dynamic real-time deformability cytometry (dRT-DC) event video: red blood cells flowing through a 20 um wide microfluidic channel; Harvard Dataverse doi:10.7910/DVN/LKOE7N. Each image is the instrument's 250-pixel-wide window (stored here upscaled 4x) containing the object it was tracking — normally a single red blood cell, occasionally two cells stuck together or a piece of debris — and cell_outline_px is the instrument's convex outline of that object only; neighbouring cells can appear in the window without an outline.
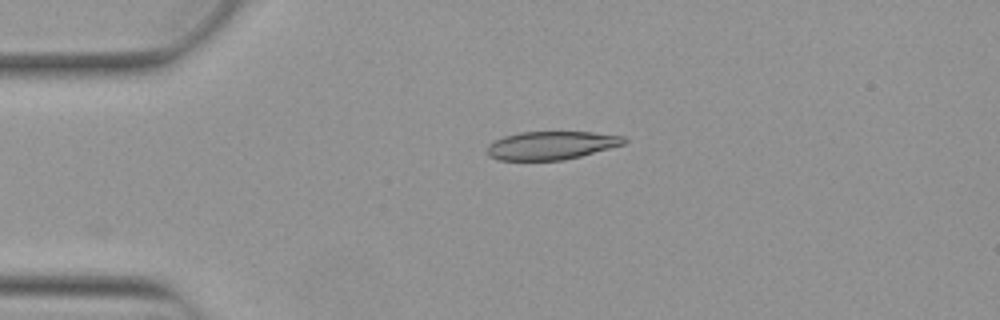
{"species": "Egyptian fruit bat (a non-hibernating species)", "species_latin": "Rousettus aegyptiacus", "temperature_condition": "warm", "stored_images_in_passage": 43, "camera_frame_rate_fps": 3000, "um_per_image_px": 0.085, "animal": {"sex": "female"}, "frame": {"image": 1, "passage_image": 3, "time_ms": 0.667, "image_size_px": [1000, 320], "cell_outline_px": [[628, 140], [624, 144], [580, 156], [564, 160], [500, 160], [488, 156], [488, 144], [504, 136], [520, 132], [592, 132], [624, 136]], "centroid_in_image_um": [46.86, 12.35], "position_along_channel_um": 38.1, "area_um2": 22.43}}
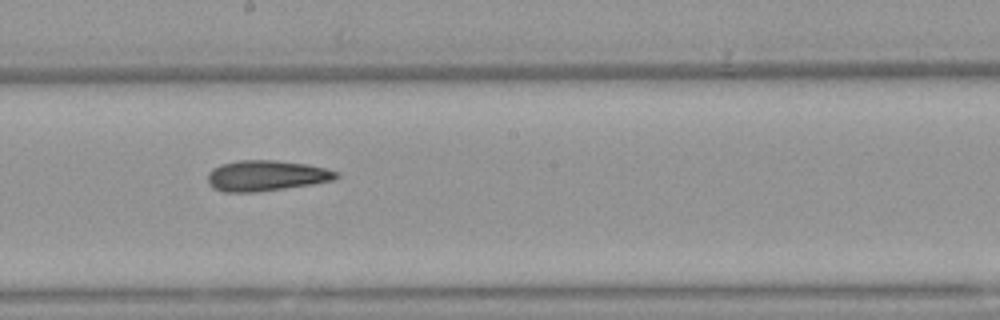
{"frame": {"image": 2, "passage_image": 20, "time_ms": 6.333, "image_size_px": [1000, 320], "cell_outline_px": [[340, 176], [332, 180], [312, 184], [284, 188], [252, 192], [224, 192], [212, 188], [208, 184], [208, 172], [212, 168], [220, 164], [240, 160], [276, 160], [308, 164], [340, 172]], "centroid_in_image_um": [22.6, 14.92], "position_along_channel_um": 225.6, "area_um2": 23.0}}
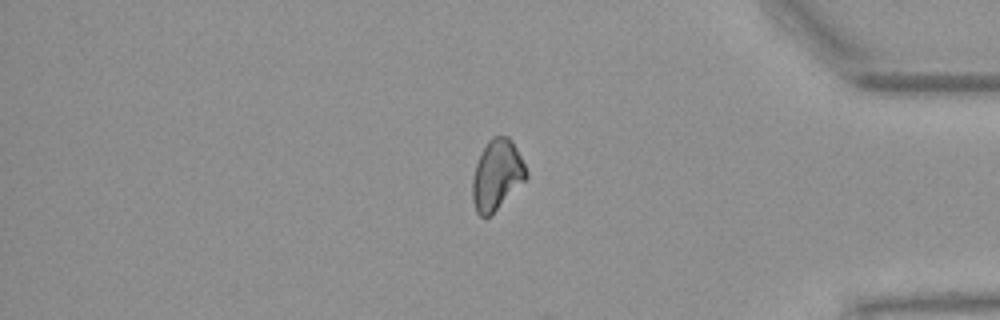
{"frame": {"image": 3, "passage_image": 35, "time_ms": 11.333, "image_size_px": [1000, 320], "cell_outline_px": [[528, 176], [488, 216], [480, 216], [476, 212], [472, 200], [472, 180], [476, 164], [488, 140], [492, 136], [508, 136], [512, 140], [528, 172]], "centroid_in_image_um": [42.21, 14.83], "position_along_channel_um": 393.0, "area_um2": 21.39}, "authors_computed_cell_mechanics": {"area_um2": 22.4264, "velocity_mm_per_s": 3.8884, "shape_relaxation_time_tau1_ms": null, "shape_relaxation_time_tau2_ms": 5.5994, "deformation_change_tau1": null, "deformation_change_tau2": 0.1304}}